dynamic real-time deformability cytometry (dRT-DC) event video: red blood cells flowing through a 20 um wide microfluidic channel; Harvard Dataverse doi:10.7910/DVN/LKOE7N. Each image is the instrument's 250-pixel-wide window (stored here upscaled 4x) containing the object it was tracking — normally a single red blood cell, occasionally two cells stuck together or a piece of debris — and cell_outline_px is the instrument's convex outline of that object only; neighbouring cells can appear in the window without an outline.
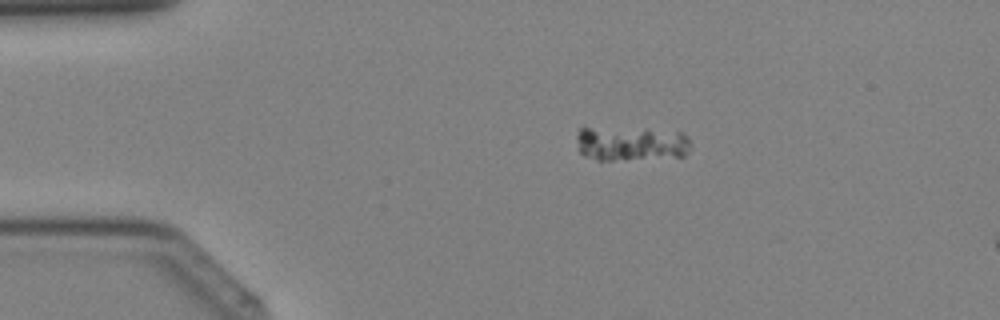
{"species": "Egyptian fruit bat (a non-hibernating species)", "species_latin": "Rousettus aegyptiacus", "temperature_condition": "cold", "stored_images_in_passage": 10, "camera_frame_rate_fps": 3000, "um_per_image_px": 0.085, "animal": {"sex": "female"}, "frame": {"image": 1, "passage_image": 5, "time_ms": 1.333, "image_size_px": [1000, 320], "cell_outline_px": [[688, 152], [684, 156], [612, 160], [596, 160], [584, 156], [580, 152], [576, 136], [580, 128], [644, 128], [684, 132], [688, 136]], "centroid_in_image_um": [53.64, 12.19], "position_along_channel_um": 31.4, "area_um2": 23.0}}